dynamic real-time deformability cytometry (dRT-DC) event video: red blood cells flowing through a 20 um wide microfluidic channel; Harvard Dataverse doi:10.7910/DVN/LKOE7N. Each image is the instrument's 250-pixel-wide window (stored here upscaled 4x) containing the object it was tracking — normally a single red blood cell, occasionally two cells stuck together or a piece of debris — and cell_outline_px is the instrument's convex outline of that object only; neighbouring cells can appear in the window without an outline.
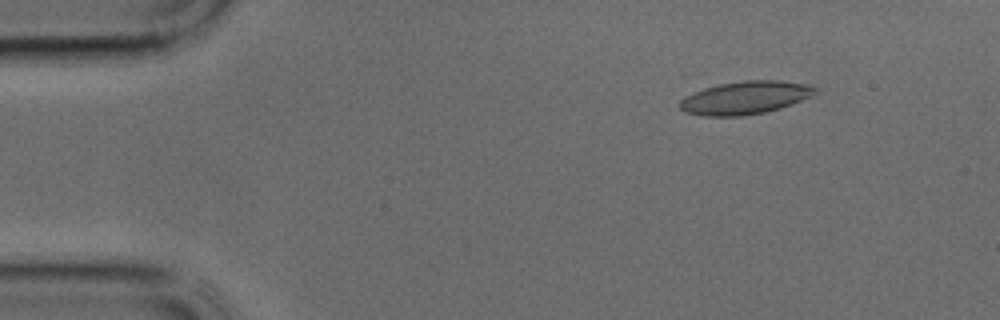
{"species": "common noctule bat (a hibernating species)", "species_latin": "Nyctalus noctula", "temperature_condition": "cold", "stored_images_in_passage": 31, "camera_frame_rate_fps": 3000, "um_per_image_px": 0.085, "animal": {"sex": "male", "body_mass_g": 17.9, "forearm_length_mm": 54.2}, "frame": {"image": 1, "passage_image": 5, "time_ms": 1.333, "image_size_px": [1000, 320], "cell_outline_px": [[816, 92], [812, 96], [792, 104], [780, 108], [764, 112], [740, 116], [700, 116], [684, 112], [680, 108], [680, 100], [684, 96], [692, 92], [704, 88], [720, 84], [744, 80], [776, 80], [812, 84], [816, 88]], "centroid_in_image_um": [63.33, 8.3], "position_along_channel_um": 21.7, "area_um2": 26.18}}
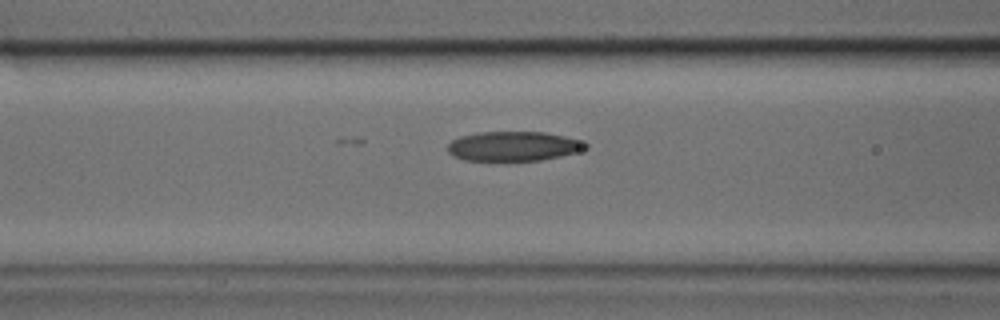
{"frame": {"image": 2, "passage_image": 15, "time_ms": 4.667, "image_size_px": [1000, 320], "cell_outline_px": [[588, 148], [576, 152], [560, 156], [540, 160], [464, 160], [452, 156], [448, 152], [448, 144], [452, 140], [460, 136], [480, 132], [544, 132], [564, 136], [588, 144]], "centroid_in_image_um": [43.61, 12.42], "position_along_channel_um": 123.0, "area_um2": 23.52}}
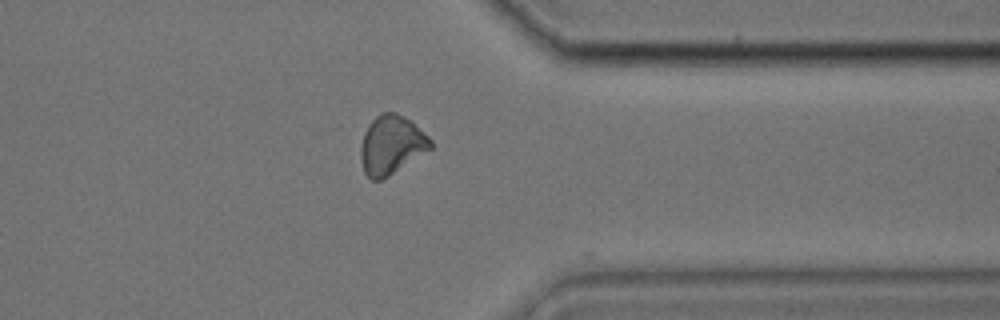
{"frame": {"image": 3, "passage_image": 30, "time_ms": 9.667, "image_size_px": [1000, 320], "cell_outline_px": [[432, 148], [388, 176], [380, 180], [372, 180], [364, 172], [360, 160], [360, 148], [364, 132], [368, 124], [380, 112], [396, 112], [412, 120], [432, 140]], "centroid_in_image_um": [33.26, 12.29], "position_along_channel_um": 378.1, "area_um2": 24.04}}